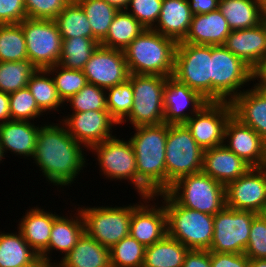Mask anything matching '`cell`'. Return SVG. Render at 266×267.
I'll use <instances>...</instances> for the list:
<instances>
[{
  "label": "cell",
  "instance_id": "cell-36",
  "mask_svg": "<svg viewBox=\"0 0 266 267\" xmlns=\"http://www.w3.org/2000/svg\"><path fill=\"white\" fill-rule=\"evenodd\" d=\"M54 21L62 40L73 37L92 38L91 25L77 2L68 3Z\"/></svg>",
  "mask_w": 266,
  "mask_h": 267
},
{
  "label": "cell",
  "instance_id": "cell-8",
  "mask_svg": "<svg viewBox=\"0 0 266 267\" xmlns=\"http://www.w3.org/2000/svg\"><path fill=\"white\" fill-rule=\"evenodd\" d=\"M168 77L160 75L130 74L133 88V106L129 116L121 123L132 127L157 125L164 122L163 90Z\"/></svg>",
  "mask_w": 266,
  "mask_h": 267
},
{
  "label": "cell",
  "instance_id": "cell-55",
  "mask_svg": "<svg viewBox=\"0 0 266 267\" xmlns=\"http://www.w3.org/2000/svg\"><path fill=\"white\" fill-rule=\"evenodd\" d=\"M108 4L116 7L118 10H125L129 4V0H105Z\"/></svg>",
  "mask_w": 266,
  "mask_h": 267
},
{
  "label": "cell",
  "instance_id": "cell-27",
  "mask_svg": "<svg viewBox=\"0 0 266 267\" xmlns=\"http://www.w3.org/2000/svg\"><path fill=\"white\" fill-rule=\"evenodd\" d=\"M193 15L187 0H163L158 22L153 30L177 43L181 42L189 32Z\"/></svg>",
  "mask_w": 266,
  "mask_h": 267
},
{
  "label": "cell",
  "instance_id": "cell-48",
  "mask_svg": "<svg viewBox=\"0 0 266 267\" xmlns=\"http://www.w3.org/2000/svg\"><path fill=\"white\" fill-rule=\"evenodd\" d=\"M25 18L24 0H0V24H16Z\"/></svg>",
  "mask_w": 266,
  "mask_h": 267
},
{
  "label": "cell",
  "instance_id": "cell-52",
  "mask_svg": "<svg viewBox=\"0 0 266 267\" xmlns=\"http://www.w3.org/2000/svg\"><path fill=\"white\" fill-rule=\"evenodd\" d=\"M11 120L9 110V94L0 91V124Z\"/></svg>",
  "mask_w": 266,
  "mask_h": 267
},
{
  "label": "cell",
  "instance_id": "cell-51",
  "mask_svg": "<svg viewBox=\"0 0 266 267\" xmlns=\"http://www.w3.org/2000/svg\"><path fill=\"white\" fill-rule=\"evenodd\" d=\"M193 14H206L218 9L219 0H187Z\"/></svg>",
  "mask_w": 266,
  "mask_h": 267
},
{
  "label": "cell",
  "instance_id": "cell-26",
  "mask_svg": "<svg viewBox=\"0 0 266 267\" xmlns=\"http://www.w3.org/2000/svg\"><path fill=\"white\" fill-rule=\"evenodd\" d=\"M38 206L26 210L18 222L17 230L21 232L29 246L40 255L48 247L53 221L59 215Z\"/></svg>",
  "mask_w": 266,
  "mask_h": 267
},
{
  "label": "cell",
  "instance_id": "cell-59",
  "mask_svg": "<svg viewBox=\"0 0 266 267\" xmlns=\"http://www.w3.org/2000/svg\"><path fill=\"white\" fill-rule=\"evenodd\" d=\"M4 158H5V156H4V154H3L2 146H1V144H0V163H2V162H1L2 159H3V161H4Z\"/></svg>",
  "mask_w": 266,
  "mask_h": 267
},
{
  "label": "cell",
  "instance_id": "cell-17",
  "mask_svg": "<svg viewBox=\"0 0 266 267\" xmlns=\"http://www.w3.org/2000/svg\"><path fill=\"white\" fill-rule=\"evenodd\" d=\"M59 120L65 125L68 133L87 150L114 137L113 129L119 125L108 110L72 112Z\"/></svg>",
  "mask_w": 266,
  "mask_h": 267
},
{
  "label": "cell",
  "instance_id": "cell-20",
  "mask_svg": "<svg viewBox=\"0 0 266 267\" xmlns=\"http://www.w3.org/2000/svg\"><path fill=\"white\" fill-rule=\"evenodd\" d=\"M224 145L251 167L266 166V142L233 115L225 127Z\"/></svg>",
  "mask_w": 266,
  "mask_h": 267
},
{
  "label": "cell",
  "instance_id": "cell-56",
  "mask_svg": "<svg viewBox=\"0 0 266 267\" xmlns=\"http://www.w3.org/2000/svg\"><path fill=\"white\" fill-rule=\"evenodd\" d=\"M248 267H266V259H249Z\"/></svg>",
  "mask_w": 266,
  "mask_h": 267
},
{
  "label": "cell",
  "instance_id": "cell-24",
  "mask_svg": "<svg viewBox=\"0 0 266 267\" xmlns=\"http://www.w3.org/2000/svg\"><path fill=\"white\" fill-rule=\"evenodd\" d=\"M41 125L31 121L9 120L0 124V144L3 154L11 153L15 156L31 160L36 146V139ZM9 151V152H8Z\"/></svg>",
  "mask_w": 266,
  "mask_h": 267
},
{
  "label": "cell",
  "instance_id": "cell-4",
  "mask_svg": "<svg viewBox=\"0 0 266 267\" xmlns=\"http://www.w3.org/2000/svg\"><path fill=\"white\" fill-rule=\"evenodd\" d=\"M156 196L166 210L167 234L189 249L209 250L214 234V215L180 206L167 192Z\"/></svg>",
  "mask_w": 266,
  "mask_h": 267
},
{
  "label": "cell",
  "instance_id": "cell-61",
  "mask_svg": "<svg viewBox=\"0 0 266 267\" xmlns=\"http://www.w3.org/2000/svg\"><path fill=\"white\" fill-rule=\"evenodd\" d=\"M80 0H68L69 3L71 2H79Z\"/></svg>",
  "mask_w": 266,
  "mask_h": 267
},
{
  "label": "cell",
  "instance_id": "cell-5",
  "mask_svg": "<svg viewBox=\"0 0 266 267\" xmlns=\"http://www.w3.org/2000/svg\"><path fill=\"white\" fill-rule=\"evenodd\" d=\"M180 206L215 215L226 206V186L203 172L177 179L166 191Z\"/></svg>",
  "mask_w": 266,
  "mask_h": 267
},
{
  "label": "cell",
  "instance_id": "cell-2",
  "mask_svg": "<svg viewBox=\"0 0 266 267\" xmlns=\"http://www.w3.org/2000/svg\"><path fill=\"white\" fill-rule=\"evenodd\" d=\"M133 129L134 135L128 139L136 157L138 195L152 196L166 192L165 149L168 124L163 122Z\"/></svg>",
  "mask_w": 266,
  "mask_h": 267
},
{
  "label": "cell",
  "instance_id": "cell-14",
  "mask_svg": "<svg viewBox=\"0 0 266 267\" xmlns=\"http://www.w3.org/2000/svg\"><path fill=\"white\" fill-rule=\"evenodd\" d=\"M233 115L230 102L209 101L185 125L202 149L224 144L225 127Z\"/></svg>",
  "mask_w": 266,
  "mask_h": 267
},
{
  "label": "cell",
  "instance_id": "cell-30",
  "mask_svg": "<svg viewBox=\"0 0 266 267\" xmlns=\"http://www.w3.org/2000/svg\"><path fill=\"white\" fill-rule=\"evenodd\" d=\"M218 9L231 31L251 28L263 21L259 0H219Z\"/></svg>",
  "mask_w": 266,
  "mask_h": 267
},
{
  "label": "cell",
  "instance_id": "cell-41",
  "mask_svg": "<svg viewBox=\"0 0 266 267\" xmlns=\"http://www.w3.org/2000/svg\"><path fill=\"white\" fill-rule=\"evenodd\" d=\"M46 70L51 74L56 90L64 103L88 83L81 70L64 68L59 64L48 67Z\"/></svg>",
  "mask_w": 266,
  "mask_h": 267
},
{
  "label": "cell",
  "instance_id": "cell-47",
  "mask_svg": "<svg viewBox=\"0 0 266 267\" xmlns=\"http://www.w3.org/2000/svg\"><path fill=\"white\" fill-rule=\"evenodd\" d=\"M27 18L54 20L68 0H24Z\"/></svg>",
  "mask_w": 266,
  "mask_h": 267
},
{
  "label": "cell",
  "instance_id": "cell-23",
  "mask_svg": "<svg viewBox=\"0 0 266 267\" xmlns=\"http://www.w3.org/2000/svg\"><path fill=\"white\" fill-rule=\"evenodd\" d=\"M250 168L248 163L224 144L203 152L202 172L224 186L244 175Z\"/></svg>",
  "mask_w": 266,
  "mask_h": 267
},
{
  "label": "cell",
  "instance_id": "cell-12",
  "mask_svg": "<svg viewBox=\"0 0 266 267\" xmlns=\"http://www.w3.org/2000/svg\"><path fill=\"white\" fill-rule=\"evenodd\" d=\"M20 24L25 36L28 60L37 69L59 64L62 37L55 21L25 18Z\"/></svg>",
  "mask_w": 266,
  "mask_h": 267
},
{
  "label": "cell",
  "instance_id": "cell-53",
  "mask_svg": "<svg viewBox=\"0 0 266 267\" xmlns=\"http://www.w3.org/2000/svg\"><path fill=\"white\" fill-rule=\"evenodd\" d=\"M255 80H257V82ZM252 82L253 84H266V56L253 69Z\"/></svg>",
  "mask_w": 266,
  "mask_h": 267
},
{
  "label": "cell",
  "instance_id": "cell-21",
  "mask_svg": "<svg viewBox=\"0 0 266 267\" xmlns=\"http://www.w3.org/2000/svg\"><path fill=\"white\" fill-rule=\"evenodd\" d=\"M224 46L253 70L266 56V23L231 31Z\"/></svg>",
  "mask_w": 266,
  "mask_h": 267
},
{
  "label": "cell",
  "instance_id": "cell-22",
  "mask_svg": "<svg viewBox=\"0 0 266 267\" xmlns=\"http://www.w3.org/2000/svg\"><path fill=\"white\" fill-rule=\"evenodd\" d=\"M73 208L74 210L70 211H76L74 212L75 214L73 213L72 215V213H70L68 217L67 214L65 216L59 213V216L53 221L48 247L39 257L53 261L52 253L57 251L58 253L60 252L58 257L60 254L62 255L59 259L61 260L77 244L79 238L85 232V225L79 208L76 210V205Z\"/></svg>",
  "mask_w": 266,
  "mask_h": 267
},
{
  "label": "cell",
  "instance_id": "cell-46",
  "mask_svg": "<svg viewBox=\"0 0 266 267\" xmlns=\"http://www.w3.org/2000/svg\"><path fill=\"white\" fill-rule=\"evenodd\" d=\"M244 254L249 259H266V214H258L253 219Z\"/></svg>",
  "mask_w": 266,
  "mask_h": 267
},
{
  "label": "cell",
  "instance_id": "cell-11",
  "mask_svg": "<svg viewBox=\"0 0 266 267\" xmlns=\"http://www.w3.org/2000/svg\"><path fill=\"white\" fill-rule=\"evenodd\" d=\"M97 157L96 164L99 166V173L110 181H127L134 185L138 194V175L136 157L130 140L120 139L116 134L114 137L92 146L88 152ZM94 152V153H93Z\"/></svg>",
  "mask_w": 266,
  "mask_h": 267
},
{
  "label": "cell",
  "instance_id": "cell-6",
  "mask_svg": "<svg viewBox=\"0 0 266 267\" xmlns=\"http://www.w3.org/2000/svg\"><path fill=\"white\" fill-rule=\"evenodd\" d=\"M252 77L253 70L224 45H211V101L231 102Z\"/></svg>",
  "mask_w": 266,
  "mask_h": 267
},
{
  "label": "cell",
  "instance_id": "cell-19",
  "mask_svg": "<svg viewBox=\"0 0 266 267\" xmlns=\"http://www.w3.org/2000/svg\"><path fill=\"white\" fill-rule=\"evenodd\" d=\"M208 102L196 90L168 77L163 90L164 123L185 124Z\"/></svg>",
  "mask_w": 266,
  "mask_h": 267
},
{
  "label": "cell",
  "instance_id": "cell-29",
  "mask_svg": "<svg viewBox=\"0 0 266 267\" xmlns=\"http://www.w3.org/2000/svg\"><path fill=\"white\" fill-rule=\"evenodd\" d=\"M57 263L58 267H111L110 249L84 232L73 249Z\"/></svg>",
  "mask_w": 266,
  "mask_h": 267
},
{
  "label": "cell",
  "instance_id": "cell-42",
  "mask_svg": "<svg viewBox=\"0 0 266 267\" xmlns=\"http://www.w3.org/2000/svg\"><path fill=\"white\" fill-rule=\"evenodd\" d=\"M133 96V88L129 80L106 89L107 109L119 126L131 112Z\"/></svg>",
  "mask_w": 266,
  "mask_h": 267
},
{
  "label": "cell",
  "instance_id": "cell-58",
  "mask_svg": "<svg viewBox=\"0 0 266 267\" xmlns=\"http://www.w3.org/2000/svg\"><path fill=\"white\" fill-rule=\"evenodd\" d=\"M261 11L264 12L266 10V0H259Z\"/></svg>",
  "mask_w": 266,
  "mask_h": 267
},
{
  "label": "cell",
  "instance_id": "cell-49",
  "mask_svg": "<svg viewBox=\"0 0 266 267\" xmlns=\"http://www.w3.org/2000/svg\"><path fill=\"white\" fill-rule=\"evenodd\" d=\"M211 267H248L249 258L244 253H220L210 251Z\"/></svg>",
  "mask_w": 266,
  "mask_h": 267
},
{
  "label": "cell",
  "instance_id": "cell-25",
  "mask_svg": "<svg viewBox=\"0 0 266 267\" xmlns=\"http://www.w3.org/2000/svg\"><path fill=\"white\" fill-rule=\"evenodd\" d=\"M231 29L219 9L206 14H194L189 32L178 43L195 45H224Z\"/></svg>",
  "mask_w": 266,
  "mask_h": 267
},
{
  "label": "cell",
  "instance_id": "cell-13",
  "mask_svg": "<svg viewBox=\"0 0 266 267\" xmlns=\"http://www.w3.org/2000/svg\"><path fill=\"white\" fill-rule=\"evenodd\" d=\"M257 215L251 211L225 206L214 215V234L209 251L244 253L249 241L251 223Z\"/></svg>",
  "mask_w": 266,
  "mask_h": 267
},
{
  "label": "cell",
  "instance_id": "cell-9",
  "mask_svg": "<svg viewBox=\"0 0 266 267\" xmlns=\"http://www.w3.org/2000/svg\"><path fill=\"white\" fill-rule=\"evenodd\" d=\"M84 219L85 232L104 247L110 249L129 236L132 204L117 206L77 205Z\"/></svg>",
  "mask_w": 266,
  "mask_h": 267
},
{
  "label": "cell",
  "instance_id": "cell-43",
  "mask_svg": "<svg viewBox=\"0 0 266 267\" xmlns=\"http://www.w3.org/2000/svg\"><path fill=\"white\" fill-rule=\"evenodd\" d=\"M106 89L87 83L76 95L71 96L66 103L72 112H85L91 110H108Z\"/></svg>",
  "mask_w": 266,
  "mask_h": 267
},
{
  "label": "cell",
  "instance_id": "cell-45",
  "mask_svg": "<svg viewBox=\"0 0 266 267\" xmlns=\"http://www.w3.org/2000/svg\"><path fill=\"white\" fill-rule=\"evenodd\" d=\"M163 0H129L125 9L145 29H153L158 22Z\"/></svg>",
  "mask_w": 266,
  "mask_h": 267
},
{
  "label": "cell",
  "instance_id": "cell-32",
  "mask_svg": "<svg viewBox=\"0 0 266 267\" xmlns=\"http://www.w3.org/2000/svg\"><path fill=\"white\" fill-rule=\"evenodd\" d=\"M189 250L166 234L159 242L146 247L143 267H182Z\"/></svg>",
  "mask_w": 266,
  "mask_h": 267
},
{
  "label": "cell",
  "instance_id": "cell-7",
  "mask_svg": "<svg viewBox=\"0 0 266 267\" xmlns=\"http://www.w3.org/2000/svg\"><path fill=\"white\" fill-rule=\"evenodd\" d=\"M203 152L185 124L168 125L165 149L166 191L180 177L202 172Z\"/></svg>",
  "mask_w": 266,
  "mask_h": 267
},
{
  "label": "cell",
  "instance_id": "cell-39",
  "mask_svg": "<svg viewBox=\"0 0 266 267\" xmlns=\"http://www.w3.org/2000/svg\"><path fill=\"white\" fill-rule=\"evenodd\" d=\"M37 70L29 60L0 62V91L10 94L27 87Z\"/></svg>",
  "mask_w": 266,
  "mask_h": 267
},
{
  "label": "cell",
  "instance_id": "cell-33",
  "mask_svg": "<svg viewBox=\"0 0 266 267\" xmlns=\"http://www.w3.org/2000/svg\"><path fill=\"white\" fill-rule=\"evenodd\" d=\"M145 28L126 10H119L111 23L106 37L100 45L106 48L122 50L139 35Z\"/></svg>",
  "mask_w": 266,
  "mask_h": 267
},
{
  "label": "cell",
  "instance_id": "cell-16",
  "mask_svg": "<svg viewBox=\"0 0 266 267\" xmlns=\"http://www.w3.org/2000/svg\"><path fill=\"white\" fill-rule=\"evenodd\" d=\"M226 206L266 214V166L251 167L226 186Z\"/></svg>",
  "mask_w": 266,
  "mask_h": 267
},
{
  "label": "cell",
  "instance_id": "cell-38",
  "mask_svg": "<svg viewBox=\"0 0 266 267\" xmlns=\"http://www.w3.org/2000/svg\"><path fill=\"white\" fill-rule=\"evenodd\" d=\"M23 60H28V55L21 24H0V62Z\"/></svg>",
  "mask_w": 266,
  "mask_h": 267
},
{
  "label": "cell",
  "instance_id": "cell-44",
  "mask_svg": "<svg viewBox=\"0 0 266 267\" xmlns=\"http://www.w3.org/2000/svg\"><path fill=\"white\" fill-rule=\"evenodd\" d=\"M9 110L11 120L34 122L35 118L45 115L27 87L9 94Z\"/></svg>",
  "mask_w": 266,
  "mask_h": 267
},
{
  "label": "cell",
  "instance_id": "cell-34",
  "mask_svg": "<svg viewBox=\"0 0 266 267\" xmlns=\"http://www.w3.org/2000/svg\"><path fill=\"white\" fill-rule=\"evenodd\" d=\"M27 88L34 96L39 109L46 115L50 112L52 114L53 111L62 113L61 109L66 107L56 90L51 74L46 69H38L30 77Z\"/></svg>",
  "mask_w": 266,
  "mask_h": 267
},
{
  "label": "cell",
  "instance_id": "cell-10",
  "mask_svg": "<svg viewBox=\"0 0 266 267\" xmlns=\"http://www.w3.org/2000/svg\"><path fill=\"white\" fill-rule=\"evenodd\" d=\"M172 77L211 101V45L177 43Z\"/></svg>",
  "mask_w": 266,
  "mask_h": 267
},
{
  "label": "cell",
  "instance_id": "cell-37",
  "mask_svg": "<svg viewBox=\"0 0 266 267\" xmlns=\"http://www.w3.org/2000/svg\"><path fill=\"white\" fill-rule=\"evenodd\" d=\"M77 3L82 7L88 18L92 38L100 43L106 37L108 29L119 10L105 0H80Z\"/></svg>",
  "mask_w": 266,
  "mask_h": 267
},
{
  "label": "cell",
  "instance_id": "cell-3",
  "mask_svg": "<svg viewBox=\"0 0 266 267\" xmlns=\"http://www.w3.org/2000/svg\"><path fill=\"white\" fill-rule=\"evenodd\" d=\"M177 42L153 29H145L125 49L130 74L172 77Z\"/></svg>",
  "mask_w": 266,
  "mask_h": 267
},
{
  "label": "cell",
  "instance_id": "cell-54",
  "mask_svg": "<svg viewBox=\"0 0 266 267\" xmlns=\"http://www.w3.org/2000/svg\"><path fill=\"white\" fill-rule=\"evenodd\" d=\"M26 267H58L56 259L52 262L42 257H39L35 262Z\"/></svg>",
  "mask_w": 266,
  "mask_h": 267
},
{
  "label": "cell",
  "instance_id": "cell-57",
  "mask_svg": "<svg viewBox=\"0 0 266 267\" xmlns=\"http://www.w3.org/2000/svg\"><path fill=\"white\" fill-rule=\"evenodd\" d=\"M253 87L266 99V84H253Z\"/></svg>",
  "mask_w": 266,
  "mask_h": 267
},
{
  "label": "cell",
  "instance_id": "cell-18",
  "mask_svg": "<svg viewBox=\"0 0 266 267\" xmlns=\"http://www.w3.org/2000/svg\"><path fill=\"white\" fill-rule=\"evenodd\" d=\"M83 72L88 83L103 89L126 82L130 75L124 52L101 45L93 52Z\"/></svg>",
  "mask_w": 266,
  "mask_h": 267
},
{
  "label": "cell",
  "instance_id": "cell-40",
  "mask_svg": "<svg viewBox=\"0 0 266 267\" xmlns=\"http://www.w3.org/2000/svg\"><path fill=\"white\" fill-rule=\"evenodd\" d=\"M146 247L130 235L110 248L111 267H143Z\"/></svg>",
  "mask_w": 266,
  "mask_h": 267
},
{
  "label": "cell",
  "instance_id": "cell-15",
  "mask_svg": "<svg viewBox=\"0 0 266 267\" xmlns=\"http://www.w3.org/2000/svg\"><path fill=\"white\" fill-rule=\"evenodd\" d=\"M138 196L141 198L139 202L132 204L129 235L148 247L167 234V214L156 195Z\"/></svg>",
  "mask_w": 266,
  "mask_h": 267
},
{
  "label": "cell",
  "instance_id": "cell-50",
  "mask_svg": "<svg viewBox=\"0 0 266 267\" xmlns=\"http://www.w3.org/2000/svg\"><path fill=\"white\" fill-rule=\"evenodd\" d=\"M182 267H211L210 251L190 249L185 256Z\"/></svg>",
  "mask_w": 266,
  "mask_h": 267
},
{
  "label": "cell",
  "instance_id": "cell-28",
  "mask_svg": "<svg viewBox=\"0 0 266 267\" xmlns=\"http://www.w3.org/2000/svg\"><path fill=\"white\" fill-rule=\"evenodd\" d=\"M233 116L254 129L266 142V99L252 86L231 102Z\"/></svg>",
  "mask_w": 266,
  "mask_h": 267
},
{
  "label": "cell",
  "instance_id": "cell-35",
  "mask_svg": "<svg viewBox=\"0 0 266 267\" xmlns=\"http://www.w3.org/2000/svg\"><path fill=\"white\" fill-rule=\"evenodd\" d=\"M100 43L94 38L73 37L62 40L59 65L64 68L83 71L85 64Z\"/></svg>",
  "mask_w": 266,
  "mask_h": 267
},
{
  "label": "cell",
  "instance_id": "cell-31",
  "mask_svg": "<svg viewBox=\"0 0 266 267\" xmlns=\"http://www.w3.org/2000/svg\"><path fill=\"white\" fill-rule=\"evenodd\" d=\"M39 258L21 232L0 231V267H26Z\"/></svg>",
  "mask_w": 266,
  "mask_h": 267
},
{
  "label": "cell",
  "instance_id": "cell-1",
  "mask_svg": "<svg viewBox=\"0 0 266 267\" xmlns=\"http://www.w3.org/2000/svg\"><path fill=\"white\" fill-rule=\"evenodd\" d=\"M58 122L41 123L32 159L46 182L64 191V187L76 183L83 168L89 165L84 152L88 150L68 133L60 120Z\"/></svg>",
  "mask_w": 266,
  "mask_h": 267
},
{
  "label": "cell",
  "instance_id": "cell-60",
  "mask_svg": "<svg viewBox=\"0 0 266 267\" xmlns=\"http://www.w3.org/2000/svg\"><path fill=\"white\" fill-rule=\"evenodd\" d=\"M263 21L266 23V10L263 12Z\"/></svg>",
  "mask_w": 266,
  "mask_h": 267
}]
</instances>
